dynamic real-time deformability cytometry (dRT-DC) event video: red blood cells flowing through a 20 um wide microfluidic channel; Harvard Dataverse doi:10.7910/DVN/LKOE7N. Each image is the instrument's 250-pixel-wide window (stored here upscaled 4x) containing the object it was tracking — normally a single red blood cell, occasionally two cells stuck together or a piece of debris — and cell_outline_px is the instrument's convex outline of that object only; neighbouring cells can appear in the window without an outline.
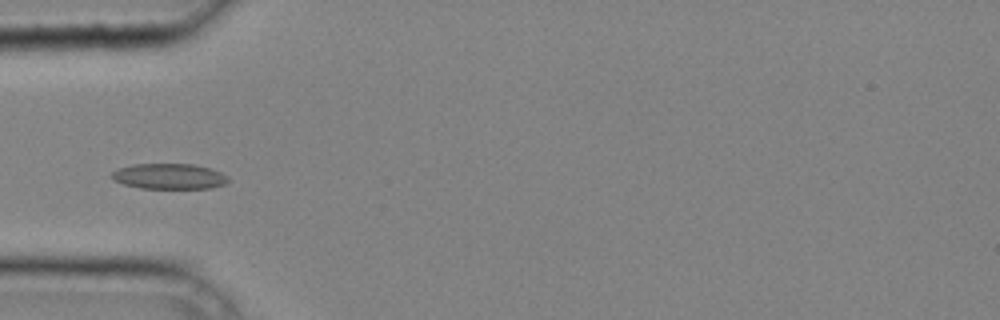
{"species": "common noctule bat (a hibernating species)", "species_latin": "Nyctalus noctula", "temperature_condition": "cold", "stored_images_in_passage": 34, "camera_frame_rate_fps": 3000, "um_per_image_px": 0.085, "animal": {"sex": "male", "body_mass_g": 20.4}, "frame": {"image": 1, "passage_image": 7, "time_ms": 2.0, "image_size_px": [1000, 320], "cell_outline_px": [[228, 180], [224, 184], [212, 188], [140, 188], [124, 184], [112, 180], [112, 172], [116, 168], [132, 164], [192, 164], [212, 168], [228, 176]], "centroid_in_image_um": [14.36, 14.98], "position_along_channel_um": 70.6, "area_um2": 17.4}}
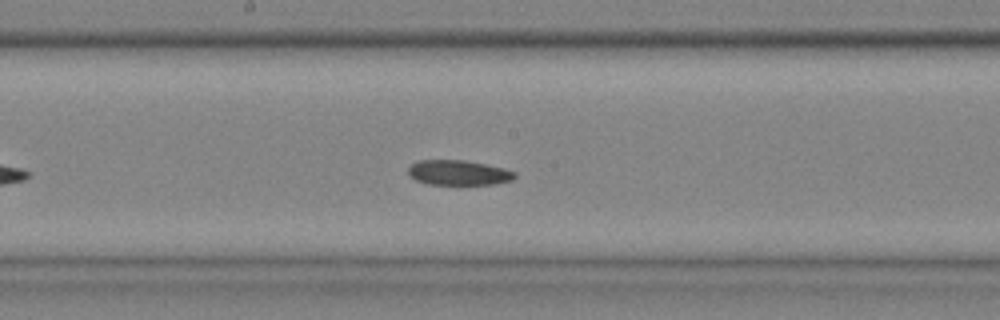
{"frame": {"image": 2, "passage_image": 16, "time_ms": 5.0, "image_size_px": [1000, 320], "cell_outline_px": [[516, 176], [512, 180], [496, 184], [428, 184], [416, 180], [408, 172], [408, 168], [412, 164], [420, 160], [464, 160], [484, 164], [516, 172]], "centroid_in_image_um": [38.97, 14.68], "position_along_channel_um": 209.2, "area_um2": 15.26}}
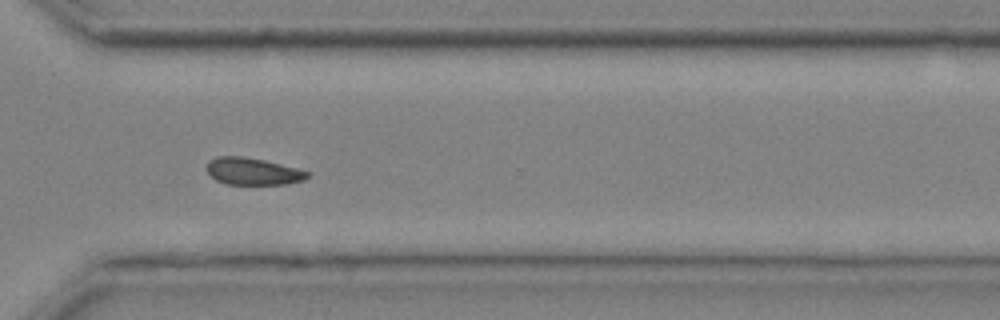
{"frame": {"image": 3, "passage_image": 25, "time_ms": 8.0, "image_size_px": [1000, 320], "cell_outline_px": [[312, 172], [304, 180], [288, 184], [228, 184], [216, 180], [208, 172], [208, 160], [216, 156], [240, 156], [264, 160]], "centroid_in_image_um": [21.51, 14.56], "position_along_channel_um": 349.1, "area_um2": 15.78}}